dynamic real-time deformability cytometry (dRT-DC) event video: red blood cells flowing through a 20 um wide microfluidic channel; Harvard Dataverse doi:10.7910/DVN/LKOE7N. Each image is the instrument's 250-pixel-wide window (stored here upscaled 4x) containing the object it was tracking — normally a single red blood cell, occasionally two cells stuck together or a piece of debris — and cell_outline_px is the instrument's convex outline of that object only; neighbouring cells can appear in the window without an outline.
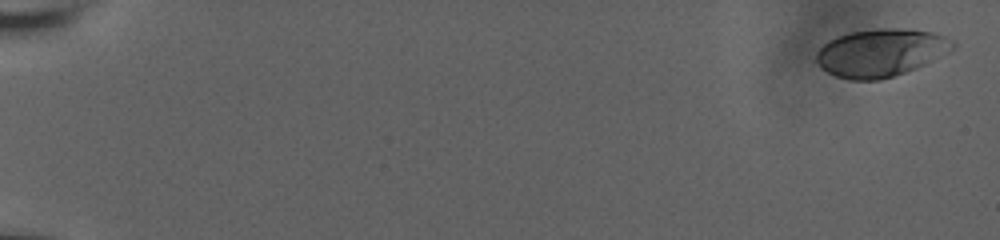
{"species": "human", "species_latin": "Homo sapiens", "temperature_condition": "room temperature", "stored_images_in_passage": 30, "camera_frame_rate_fps": 3000, "um_per_image_px": 0.085, "donor": {"sex": "male"}, "frame": {"image": 1, "passage_image": 1, "time_ms": 0.0, "image_size_px": [1000, 240], "cell_outline_px": [[956, 44], [948, 52], [916, 68], [880, 80], [848, 80], [836, 76], [828, 72], [816, 60], [816, 52], [828, 40], [836, 36], [852, 32], [880, 28], [896, 28], [932, 32], [944, 36], [952, 40]], "centroid_in_image_um": [74.85, 4.48], "position_along_channel_um": 10.2, "area_um2": 37.57}}
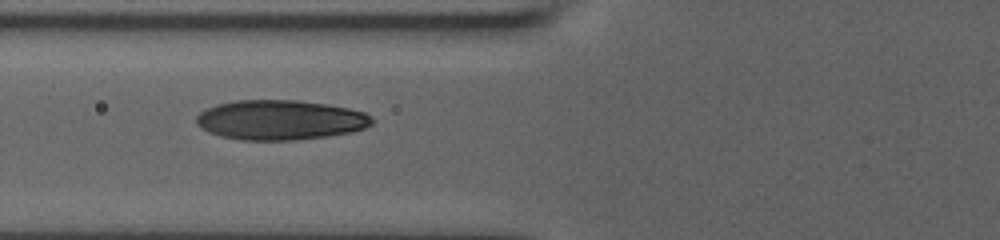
{"frame": {"image": 2, "passage_image": 20, "time_ms": 8.0, "image_size_px": [1000, 240], "cell_outline_px": [[372, 124], [364, 128], [352, 132], [328, 136], [296, 140], [240, 140], [220, 136], [208, 132], [200, 128], [196, 124], [196, 116], [200, 112], [216, 104], [236, 100], [300, 100], [328, 104], [348, 108], [364, 112], [372, 116]], "centroid_in_image_um": [23.8, 10.19], "position_along_channel_um": 102.0, "area_um2": 41.04}}
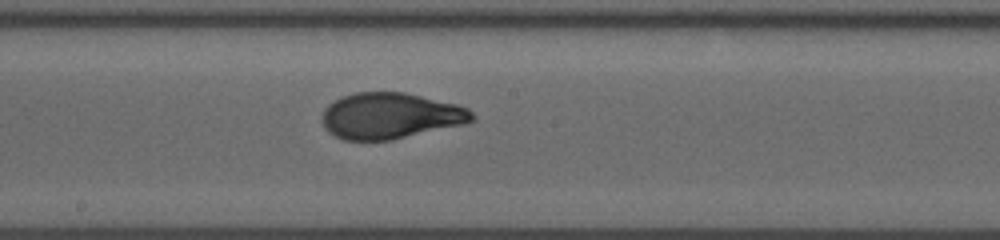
{"frame": {"image": 3, "passage_image": 29, "time_ms": 11.0, "image_size_px": [1000, 240], "cell_outline_px": [[476, 116], [468, 124], [392, 140], [344, 140], [328, 132], [324, 128], [320, 120], [320, 116], [324, 108], [328, 104], [340, 96], [356, 92], [404, 92], [456, 104], [468, 108]], "centroid_in_image_um": [33.16, 9.85], "position_along_channel_um": 215.0, "area_um2": 40.81}}